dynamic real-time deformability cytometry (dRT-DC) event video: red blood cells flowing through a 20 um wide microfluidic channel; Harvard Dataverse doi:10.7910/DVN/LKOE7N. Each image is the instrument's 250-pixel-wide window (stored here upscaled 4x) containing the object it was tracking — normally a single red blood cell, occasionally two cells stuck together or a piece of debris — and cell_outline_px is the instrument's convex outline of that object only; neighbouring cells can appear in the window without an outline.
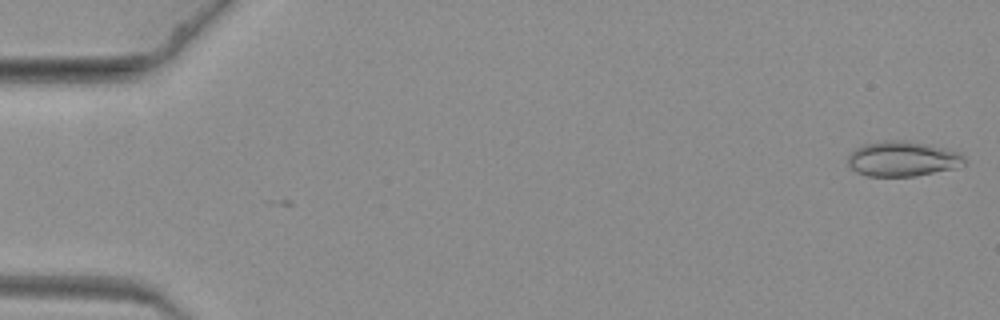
{"species": "common noctule bat (a hibernating species)", "species_latin": "Nyctalus noctula", "temperature_condition": "warm", "stored_images_in_passage": 3, "camera_frame_rate_fps": 3000, "um_per_image_px": 0.085, "animal": {"sex": "female", "body_mass_g": 19.3, "forearm_length_mm": 54.1}, "frame": {"image": 1, "passage_image": 2, "time_ms": 0.333, "image_size_px": [1000, 320], "cell_outline_px": [[964, 164], [956, 168], [916, 176], [868, 176], [856, 172], [848, 164], [848, 156], [856, 148], [864, 144], [884, 140], [900, 140], [928, 144], [960, 152], [964, 156]], "centroid_in_image_um": [76.73, 13.5], "position_along_channel_um": 8.3, "area_um2": 23.81}}